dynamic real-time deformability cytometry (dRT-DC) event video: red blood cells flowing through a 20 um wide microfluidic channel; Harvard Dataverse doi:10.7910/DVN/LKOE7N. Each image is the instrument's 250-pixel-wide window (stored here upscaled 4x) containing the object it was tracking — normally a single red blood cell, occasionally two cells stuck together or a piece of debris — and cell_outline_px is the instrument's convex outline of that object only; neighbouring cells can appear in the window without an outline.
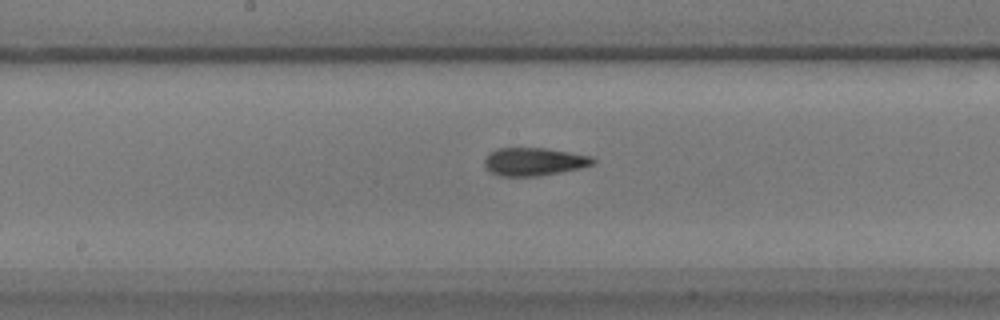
{"species": "common noctule bat (a hibernating species)", "species_latin": "Nyctalus noctula", "temperature_condition": "warm", "stored_images_in_passage": 57, "camera_frame_rate_fps": 3000, "um_per_image_px": 0.085, "animal": {"sex": "male", "body_mass_g": 17.9}, "frame": {"image": 1, "passage_image": 29, "time_ms": 9.333, "image_size_px": [1000, 320], "cell_outline_px": [[596, 164], [580, 168], [540, 176], [500, 176], [484, 168], [484, 156], [488, 152], [496, 148], [544, 148], [592, 156], [596, 160]], "centroid_in_image_um": [45.36, 13.74], "position_along_channel_um": 202.8, "area_um2": 17.92}}
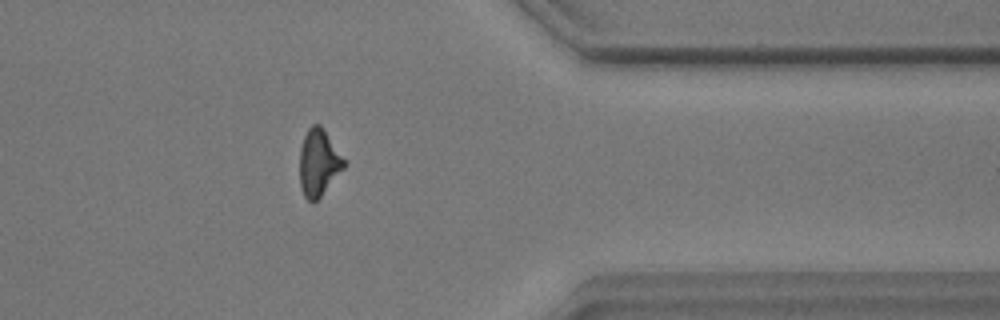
{"frame": {"image": 2, "passage_image": 46, "time_ms": 15.0, "image_size_px": [1000, 320], "cell_outline_px": [[344, 168], [320, 196], [312, 204], [304, 196], [300, 188], [300, 148], [304, 136], [308, 128], [312, 124], [320, 124], [324, 128], [344, 160]], "centroid_in_image_um": [27.05, 13.82], "position_along_channel_um": 384.3, "area_um2": 17.05}}
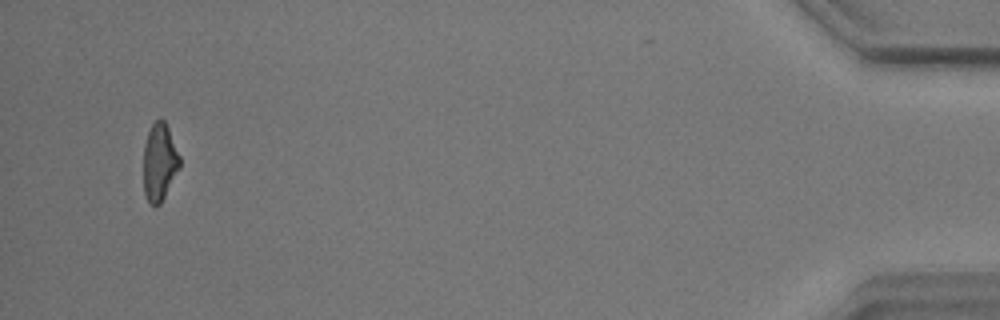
{"frame": {"image": 3, "passage_image": 55, "time_ms": 18.0, "image_size_px": [1000, 320], "cell_outline_px": [[180, 168], [160, 204], [148, 204], [144, 192], [144, 144], [148, 132], [152, 124], [156, 120], [164, 120], [168, 128], [180, 156]], "centroid_in_image_um": [13.56, 13.79], "position_along_channel_um": 421.6, "area_um2": 16.24}, "authors_computed_cell_mechanics": {"area_um2": 17.2244, "velocity_mm_per_s": 3.4885, "shape_relaxation_time_tau1_ms": 8.9864, "shape_relaxation_time_tau2_ms": 2.3847, "deformation_change_tau1": 0.2438, "deformation_change_tau2": 0.104}}